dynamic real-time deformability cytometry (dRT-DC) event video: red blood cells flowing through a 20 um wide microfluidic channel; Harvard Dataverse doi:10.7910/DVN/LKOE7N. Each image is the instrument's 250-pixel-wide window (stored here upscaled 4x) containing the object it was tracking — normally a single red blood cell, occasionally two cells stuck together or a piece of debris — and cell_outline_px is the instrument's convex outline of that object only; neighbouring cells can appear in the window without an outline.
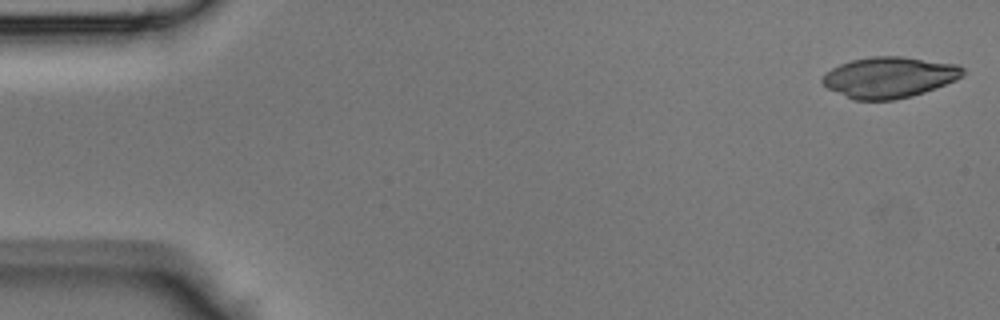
{"species": "Egyptian fruit bat (a non-hibernating species)", "species_latin": "Rousettus aegyptiacus", "temperature_condition": "room temperature", "stored_images_in_passage": 42, "camera_frame_rate_fps": 3000, "um_per_image_px": 0.085, "animal": {"sex": "male"}, "frame": {"image": 1, "passage_image": 1, "time_ms": 0.0, "image_size_px": [1000, 320], "cell_outline_px": [[964, 76], [956, 80], [936, 88], [912, 96], [892, 100], [852, 100], [828, 88], [820, 80], [832, 68], [840, 64], [852, 60], [872, 56], [900, 56], [956, 64], [964, 68]], "centroid_in_image_um": [75.6, 6.58], "position_along_channel_um": 9.4, "area_um2": 33.41}}